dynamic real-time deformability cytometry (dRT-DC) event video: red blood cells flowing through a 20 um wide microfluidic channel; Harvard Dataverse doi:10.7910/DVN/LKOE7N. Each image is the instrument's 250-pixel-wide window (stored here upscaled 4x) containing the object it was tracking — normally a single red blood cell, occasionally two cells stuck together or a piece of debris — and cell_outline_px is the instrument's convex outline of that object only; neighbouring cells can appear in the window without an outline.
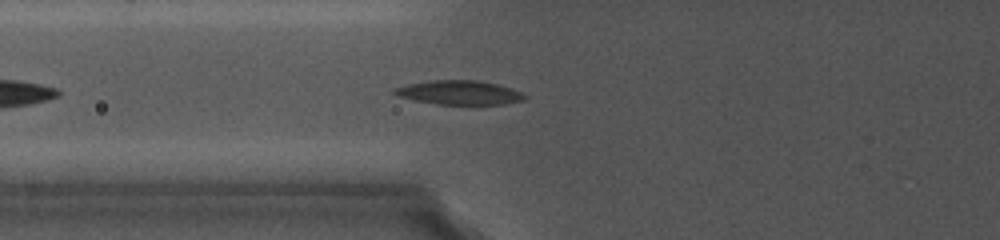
{"species": "common noctule bat (a hibernating species)", "species_latin": "Nyctalus noctula", "temperature_condition": "cold", "stored_images_in_passage": 15, "camera_frame_rate_fps": 5000, "um_per_image_px": 0.085, "animal": {"sex": "female", "body_mass_g": 19.0, "forearm_length_mm": 56.7}, "frame": {"image": 1, "passage_image": 7, "time_ms": 1.6, "image_size_px": [1000, 240], "cell_outline_px": [[528, 96], [524, 100], [504, 104], [436, 104], [412, 100], [400, 96], [392, 92], [392, 88], [408, 84], [432, 80], [476, 80], [496, 84], [512, 88]], "centroid_in_image_um": [39.03, 7.87], "position_along_channel_um": 86.8, "area_um2": 18.26}}